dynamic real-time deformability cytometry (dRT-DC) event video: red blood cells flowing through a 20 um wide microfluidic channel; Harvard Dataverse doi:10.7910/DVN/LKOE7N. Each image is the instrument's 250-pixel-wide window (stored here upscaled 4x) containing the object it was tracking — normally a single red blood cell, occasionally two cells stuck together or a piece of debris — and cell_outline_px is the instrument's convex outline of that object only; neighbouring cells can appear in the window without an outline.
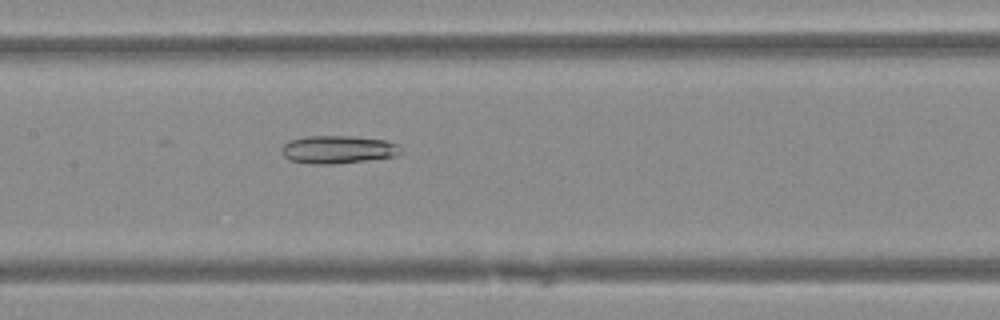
{"species": "Egyptian fruit bat (a non-hibernating species)", "species_latin": "Rousettus aegyptiacus", "temperature_condition": "warm", "stored_images_in_passage": 50, "camera_frame_rate_fps": 3000, "um_per_image_px": 0.085, "animal": {"sex": "female"}, "frame": {"image": 1, "passage_image": 25, "time_ms": 8.0, "image_size_px": [1000, 320], "cell_outline_px": [[404, 152], [396, 156], [336, 164], [312, 164], [288, 160], [280, 152], [280, 148], [288, 140], [308, 136], [352, 136], [384, 140], [396, 144]], "centroid_in_image_um": [28.68, 12.71], "position_along_channel_um": 178.7, "area_um2": 19.54}}
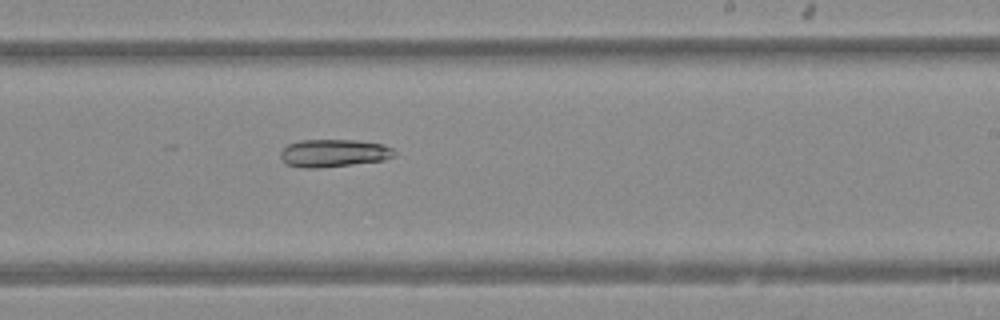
{"frame": {"image": 2, "passage_image": 31, "time_ms": 10.0, "image_size_px": [1000, 320], "cell_outline_px": [[396, 156], [384, 160], [320, 168], [304, 168], [288, 164], [280, 156], [280, 152], [288, 144], [300, 140], [356, 140], [384, 144], [392, 148], [396, 152]], "centroid_in_image_um": [28.4, 13.01], "position_along_channel_um": 260.6, "area_um2": 18.38}}
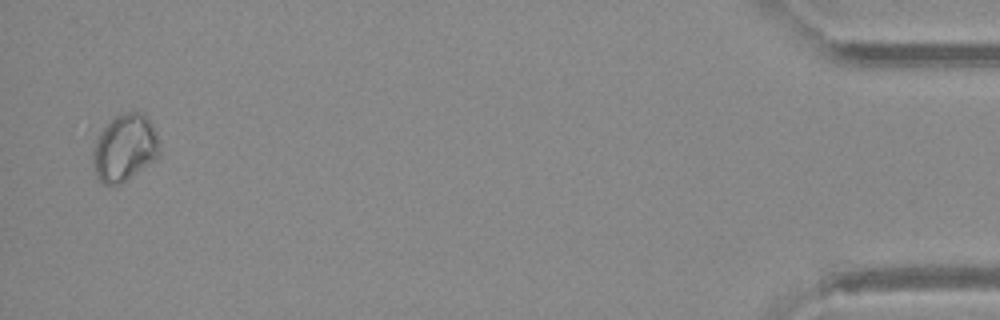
{"frame": {"image": 3, "passage_image": 49, "time_ms": 16.0, "image_size_px": [1000, 320], "cell_outline_px": [[160, 156], [120, 184], [104, 184], [96, 176], [92, 164], [92, 152], [96, 140], [100, 132], [116, 116], [124, 112], [144, 112], [148, 116], [156, 132], [160, 152]], "centroid_in_image_um": [10.6, 12.55], "position_along_channel_um": 424.6, "area_um2": 25.89}}